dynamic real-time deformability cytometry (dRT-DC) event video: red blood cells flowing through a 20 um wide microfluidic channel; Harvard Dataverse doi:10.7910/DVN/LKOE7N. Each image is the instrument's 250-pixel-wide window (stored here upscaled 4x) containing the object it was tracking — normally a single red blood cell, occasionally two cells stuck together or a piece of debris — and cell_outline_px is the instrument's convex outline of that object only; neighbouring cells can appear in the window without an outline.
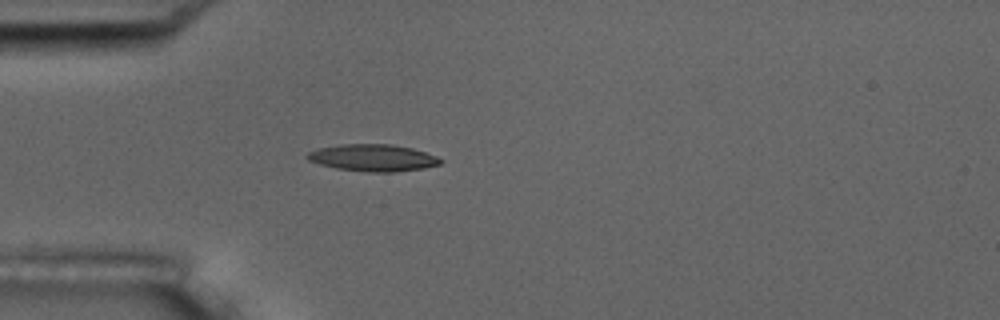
{"species": "common noctule bat (a hibernating species)", "species_latin": "Nyctalus noctula", "temperature_condition": "room temperature", "stored_images_in_passage": 5, "camera_frame_rate_fps": 3000, "um_per_image_px": 0.085, "animal": {"sex": "male", "body_mass_g": 17.5, "forearm_length_mm": 52.3}, "frame": {"image": 1, "passage_image": 5, "time_ms": 4.667, "image_size_px": [1000, 320], "cell_outline_px": [[444, 160], [440, 164], [424, 168], [396, 172], [368, 172], [336, 168], [320, 164], [308, 160], [304, 156], [308, 152], [320, 148], [340, 144], [392, 144], [412, 148], [436, 156]], "centroid_in_image_um": [31.7, 13.41], "position_along_channel_um": 53.3, "area_um2": 20.92}}